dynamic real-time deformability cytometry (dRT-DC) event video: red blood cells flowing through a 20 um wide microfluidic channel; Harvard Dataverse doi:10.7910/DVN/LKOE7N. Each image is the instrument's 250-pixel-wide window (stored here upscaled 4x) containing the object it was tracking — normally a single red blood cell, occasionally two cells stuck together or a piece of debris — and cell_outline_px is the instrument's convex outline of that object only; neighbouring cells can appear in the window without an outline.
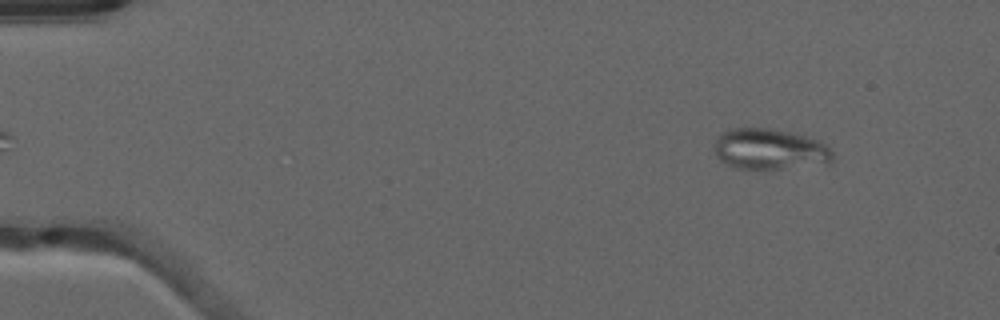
{"species": "common noctule bat (a hibernating species)", "species_latin": "Nyctalus noctula", "temperature_condition": "warm", "stored_images_in_passage": 48, "camera_frame_rate_fps": 3000, "um_per_image_px": 0.085, "animal": {"sex": "male", "forearm_length_mm": 52.5}, "frame": {"image": 1, "passage_image": 3, "time_ms": 0.667, "image_size_px": [1000, 320], "cell_outline_px": [[832, 160], [828, 164], [780, 168], [736, 168], [720, 160], [716, 156], [716, 140], [728, 128], [768, 128], [808, 136], [820, 140], [832, 152]], "centroid_in_image_um": [65.45, 12.67], "position_along_channel_um": 19.5, "area_um2": 27.8}}
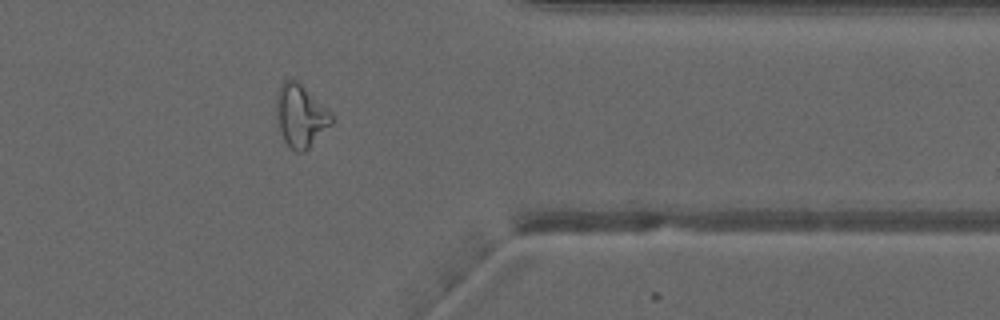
{"frame": {"image": 2, "passage_image": 39, "time_ms": 12.667, "image_size_px": [1000, 320], "cell_outline_px": [[332, 124], [304, 152], [296, 152], [284, 140], [276, 120], [276, 96], [280, 84], [284, 80], [292, 76], [328, 108], [332, 112]], "centroid_in_image_um": [25.54, 9.79], "position_along_channel_um": 385.9, "area_um2": 20.29}}
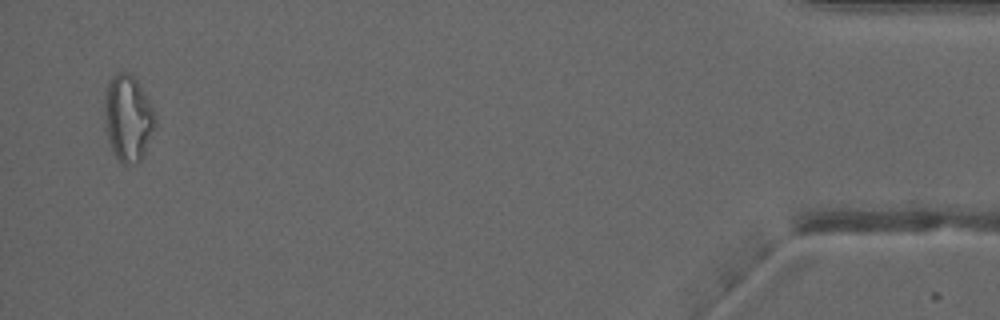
{"frame": {"image": 3, "passage_image": 47, "time_ms": 15.333, "image_size_px": [1000, 320], "cell_outline_px": [[156, 124], [144, 156], [140, 160], [132, 164], [124, 164], [112, 152], [104, 128], [104, 88], [112, 76], [116, 72], [132, 72], [144, 92], [152, 108], [156, 120]], "centroid_in_image_um": [10.85, 10.01], "position_along_channel_um": 424.4, "area_um2": 25.95}, "authors_computed_cell_mechanics": {"area_um2": 21.5016, "velocity_mm_per_s": 4.0322, "shape_relaxation_time_tau1_ms": null, "shape_relaxation_time_tau2_ms": 1.773, "deformation_change_tau1": null, "deformation_change_tau2": 0.0815}}